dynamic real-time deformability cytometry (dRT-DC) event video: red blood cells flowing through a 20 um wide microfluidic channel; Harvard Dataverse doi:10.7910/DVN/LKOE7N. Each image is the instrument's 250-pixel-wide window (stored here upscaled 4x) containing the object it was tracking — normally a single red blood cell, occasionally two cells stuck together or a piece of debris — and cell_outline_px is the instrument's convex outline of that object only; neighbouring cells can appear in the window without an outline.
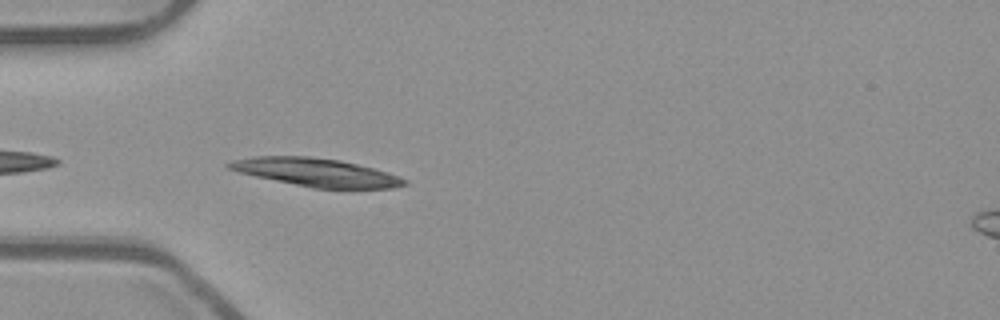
{"species": "common noctule bat (a hibernating species)", "species_latin": "Nyctalus noctula", "temperature_condition": "room temperature", "stored_images_in_passage": 6, "camera_frame_rate_fps": 3000, "um_per_image_px": 0.085, "animal": {"sex": "male", "body_mass_g": 23.1, "forearm_length_mm": 52.7}, "frame": {"image": 1, "passage_image": 2, "time_ms": 0.333, "image_size_px": [1000, 320], "cell_outline_px": [[408, 184], [392, 188], [312, 188], [256, 176], [240, 172], [228, 168], [224, 164], [232, 160], [256, 156], [308, 156], [340, 160], [388, 172], [400, 176], [408, 180]], "centroid_in_image_um": [26.89, 14.65], "position_along_channel_um": 58.1, "area_um2": 28.61}}